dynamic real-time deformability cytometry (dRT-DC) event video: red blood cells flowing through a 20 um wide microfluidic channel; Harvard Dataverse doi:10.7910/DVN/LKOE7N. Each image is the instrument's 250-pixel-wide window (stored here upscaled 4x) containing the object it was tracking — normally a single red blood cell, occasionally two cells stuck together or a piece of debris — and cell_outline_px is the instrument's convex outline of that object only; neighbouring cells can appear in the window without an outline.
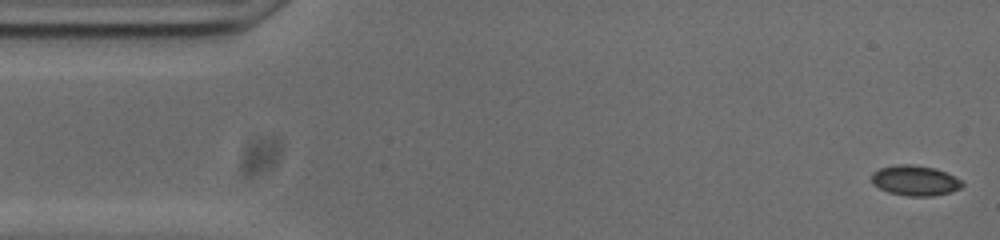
{"species": "common noctule bat (a hibernating species)", "species_latin": "Nyctalus noctula", "temperature_condition": "cold", "stored_images_in_passage": 53, "camera_frame_rate_fps": 3000, "um_per_image_px": 0.085, "animal": {"sex": "male", "body_mass_g": 20.0, "forearm_length_mm": 53.3}, "frame": {"image": 1, "passage_image": 1, "time_ms": 0.0, "image_size_px": [1000, 240], "cell_outline_px": [[964, 184], [960, 188], [948, 192], [932, 196], [908, 196], [888, 192], [880, 188], [872, 180], [872, 172], [880, 168], [896, 164], [908, 164], [936, 168], [960, 180]], "centroid_in_image_um": [77.76, 15.34], "position_along_channel_um": 7.2, "area_um2": 15.66}}
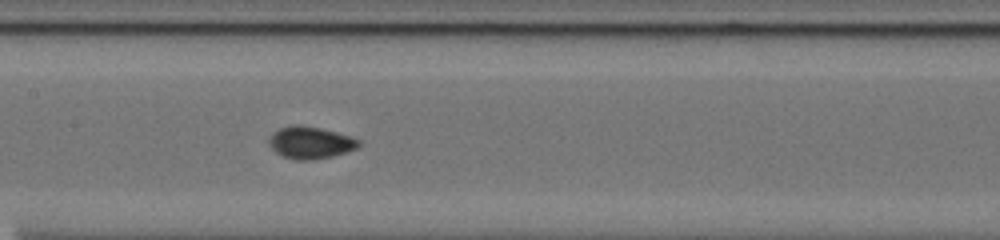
{"frame": {"image": 2, "passage_image": 24, "time_ms": 7.667, "image_size_px": [1000, 240], "cell_outline_px": [[360, 144], [356, 148], [332, 156], [312, 160], [296, 160], [284, 156], [276, 152], [272, 148], [268, 140], [272, 132], [280, 128], [292, 124], [300, 124], [320, 128], [336, 132], [360, 140]], "centroid_in_image_um": [26.35, 12.11], "position_along_channel_um": 181.1, "area_um2": 16.65}}
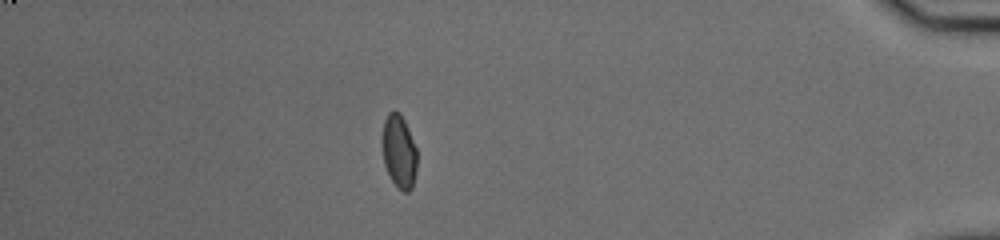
{"frame": {"image": 3, "passage_image": 46, "time_ms": 15.0, "image_size_px": [1000, 240], "cell_outline_px": [[416, 172], [412, 188], [408, 192], [404, 192], [392, 180], [384, 164], [380, 140], [384, 120], [388, 112], [400, 112], [404, 120], [416, 148]], "centroid_in_image_um": [33.88, 12.85], "position_along_channel_um": 401.3, "area_um2": 14.91}, "authors_computed_cell_mechanics": {"area_um2": 15.4326, "velocity_mm_per_s": 3.7481, "shape_relaxation_time_tau1_ms": null, "shape_relaxation_time_tau2_ms": 1.3297, "deformation_change_tau1": null, "deformation_change_tau2": 0.0409}}